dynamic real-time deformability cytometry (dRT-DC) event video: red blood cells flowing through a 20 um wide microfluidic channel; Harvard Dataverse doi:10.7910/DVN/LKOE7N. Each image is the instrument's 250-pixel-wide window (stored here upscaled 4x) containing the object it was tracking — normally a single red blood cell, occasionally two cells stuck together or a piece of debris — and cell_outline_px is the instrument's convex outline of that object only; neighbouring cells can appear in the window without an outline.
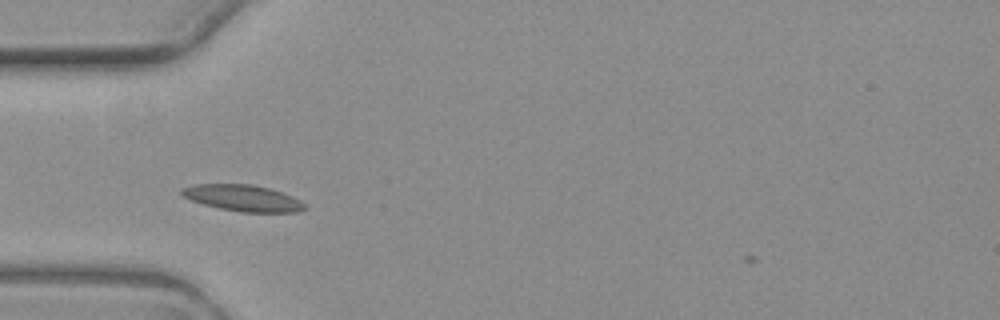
{"species": "common noctule bat (a hibernating species)", "species_latin": "Nyctalus noctula", "temperature_condition": "warm", "stored_images_in_passage": 7, "camera_frame_rate_fps": 3000, "um_per_image_px": 0.085, "animal": {"sex": "female", "body_mass_g": 19.3, "forearm_length_mm": 54.1}, "frame": {"image": 1, "passage_image": 5, "time_ms": 5.667, "image_size_px": [1000, 320], "cell_outline_px": [[308, 208], [296, 212], [240, 212], [220, 208], [204, 204], [192, 200], [184, 196], [180, 192], [180, 188], [196, 184], [252, 184], [268, 188], [292, 196], [308, 204]], "centroid_in_image_um": [20.68, 16.83], "position_along_channel_um": 64.3, "area_um2": 18.84}}
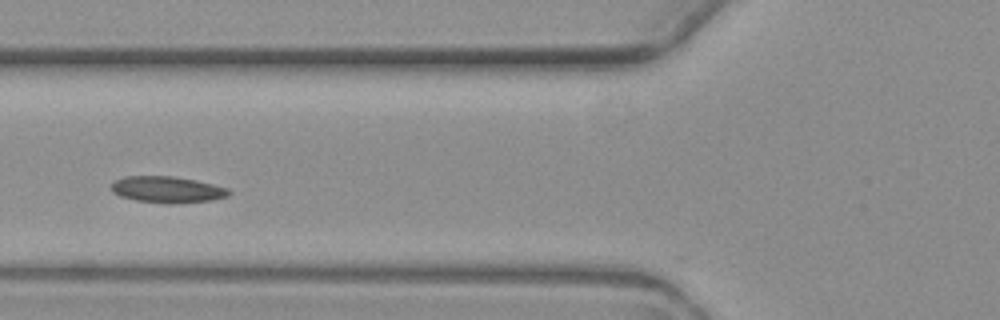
{"frame": {"image": 2, "passage_image": 6, "time_ms": 7.0, "image_size_px": [1000, 320], "cell_outline_px": [[232, 192], [228, 196], [212, 200], [172, 204], [168, 204], [136, 200], [120, 196], [112, 192], [112, 184], [116, 180], [124, 176], [172, 176], [196, 180], [228, 188]], "centroid_in_image_um": [14.23, 16.11], "position_along_channel_um": 111.6, "area_um2": 18.09}}
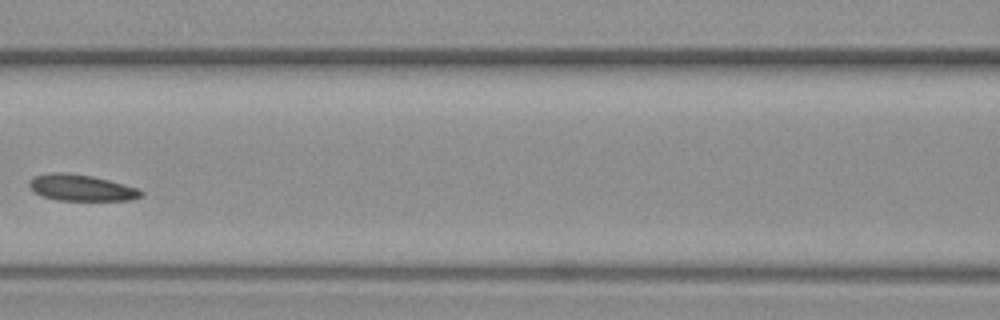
{"frame": {"image": 3, "passage_image": 7, "time_ms": 8.333, "image_size_px": [1000, 320], "cell_outline_px": [[144, 196], [132, 200], [56, 200], [40, 196], [28, 184], [28, 180], [32, 176], [52, 172], [68, 172], [92, 176], [140, 188], [144, 192]], "centroid_in_image_um": [6.92, 15.95], "position_along_channel_um": 159.7, "area_um2": 17.4}}